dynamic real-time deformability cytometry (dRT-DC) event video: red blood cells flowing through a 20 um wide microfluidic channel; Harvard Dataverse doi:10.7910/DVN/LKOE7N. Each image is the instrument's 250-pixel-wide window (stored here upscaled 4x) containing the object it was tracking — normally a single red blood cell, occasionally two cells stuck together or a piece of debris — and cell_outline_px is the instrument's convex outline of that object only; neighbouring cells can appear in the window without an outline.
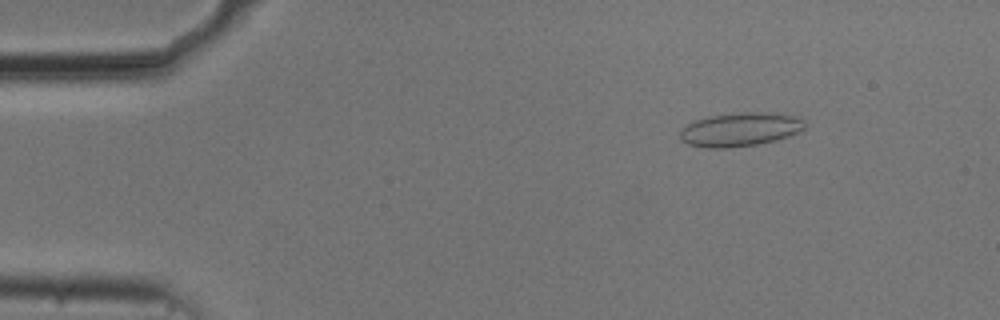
{"species": "common noctule bat (a hibernating species)", "species_latin": "Nyctalus noctula", "temperature_condition": "cold", "stored_images_in_passage": 16, "camera_frame_rate_fps": 3000, "um_per_image_px": 0.085, "animal": {"sex": "male", "body_mass_g": 20.5, "forearm_length_mm": 52.5}, "frame": {"image": 1, "passage_image": 7, "time_ms": 2.0, "image_size_px": [1000, 320], "cell_outline_px": [[808, 120], [804, 128], [800, 132], [776, 140], [760, 144], [728, 148], [704, 148], [688, 144], [680, 140], [680, 132], [688, 124], [696, 120], [708, 116], [744, 112], [756, 112], [796, 116]], "centroid_in_image_um": [62.94, 11.02], "position_along_channel_um": 22.1, "area_um2": 24.62}}